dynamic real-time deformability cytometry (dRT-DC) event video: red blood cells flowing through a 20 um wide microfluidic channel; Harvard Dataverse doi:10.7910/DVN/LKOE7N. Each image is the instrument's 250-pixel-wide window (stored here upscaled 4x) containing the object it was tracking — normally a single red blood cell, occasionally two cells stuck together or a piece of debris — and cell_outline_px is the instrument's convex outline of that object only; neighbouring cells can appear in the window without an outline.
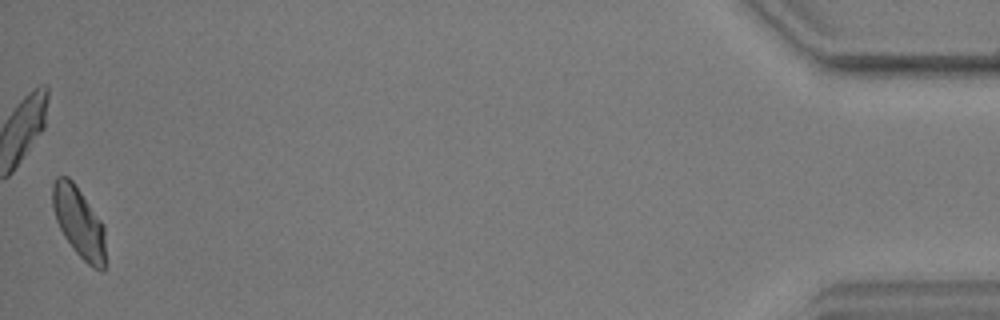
{"species": "common noctule bat (a hibernating species)", "species_latin": "Nyctalus noctula", "temperature_condition": "warm", "stored_images_in_passage": 41, "camera_frame_rate_fps": 3000, "um_per_image_px": 0.085, "animal": {"sex": "male", "body_mass_g": 17.9, "forearm_length_mm": 54.2}, "frame": {"image": 1, "passage_image": 41, "time_ms": 13.333, "image_size_px": [1000, 320], "cell_outline_px": [[104, 272], [100, 272], [92, 268], [72, 248], [64, 236], [56, 220], [52, 208], [52, 184], [56, 176], [68, 176], [72, 180], [104, 224]], "centroid_in_image_um": [6.69, 18.88], "position_along_channel_um": 428.5, "area_um2": 21.79}}